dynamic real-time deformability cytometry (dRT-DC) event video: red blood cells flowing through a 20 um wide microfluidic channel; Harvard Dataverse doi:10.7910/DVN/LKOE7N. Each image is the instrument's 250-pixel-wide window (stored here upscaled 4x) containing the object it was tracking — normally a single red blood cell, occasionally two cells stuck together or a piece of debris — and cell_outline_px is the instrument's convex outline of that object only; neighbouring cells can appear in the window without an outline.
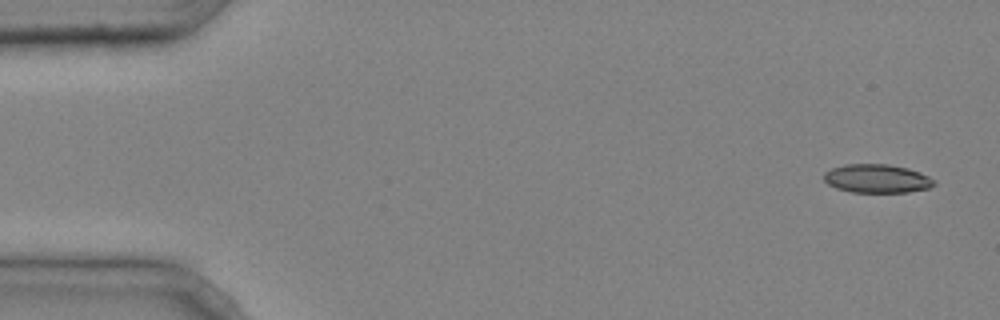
{"species": "common noctule bat (a hibernating species)", "species_latin": "Nyctalus noctula", "temperature_condition": "cold", "stored_images_in_passage": 4, "camera_frame_rate_fps": 3000, "um_per_image_px": 0.085, "animal": {"sex": "male", "body_mass_g": 20.4}, "frame": {"image": 1, "passage_image": 1, "time_ms": 0.0, "image_size_px": [1000, 320], "cell_outline_px": [[936, 184], [928, 188], [908, 192], [852, 192], [836, 188], [828, 184], [824, 180], [824, 172], [832, 168], [844, 164], [888, 164], [908, 168], [920, 172], [936, 180]], "centroid_in_image_um": [74.55, 15.17], "position_along_channel_um": 10.5, "area_um2": 18.44}}
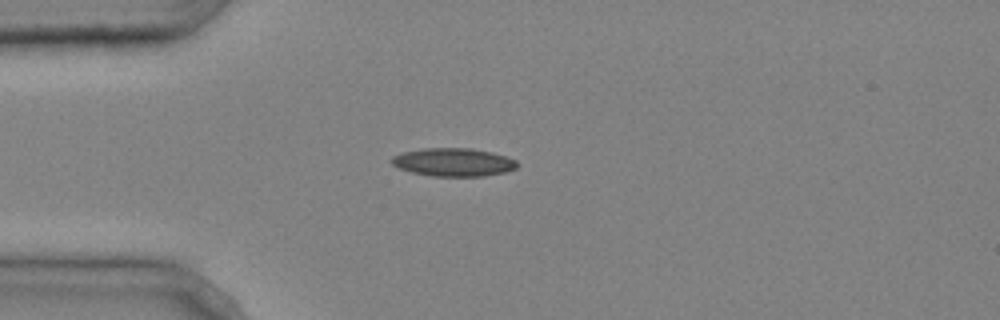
{"frame": {"image": 2, "passage_image": 3, "time_ms": 0.667, "image_size_px": [1000, 320], "cell_outline_px": [[520, 164], [516, 168], [504, 172], [484, 176], [432, 176], [412, 172], [400, 168], [392, 164], [392, 156], [400, 152], [420, 148], [472, 148], [492, 152], [516, 160]], "centroid_in_image_um": [38.54, 13.77], "position_along_channel_um": 46.5, "area_um2": 20.69}}